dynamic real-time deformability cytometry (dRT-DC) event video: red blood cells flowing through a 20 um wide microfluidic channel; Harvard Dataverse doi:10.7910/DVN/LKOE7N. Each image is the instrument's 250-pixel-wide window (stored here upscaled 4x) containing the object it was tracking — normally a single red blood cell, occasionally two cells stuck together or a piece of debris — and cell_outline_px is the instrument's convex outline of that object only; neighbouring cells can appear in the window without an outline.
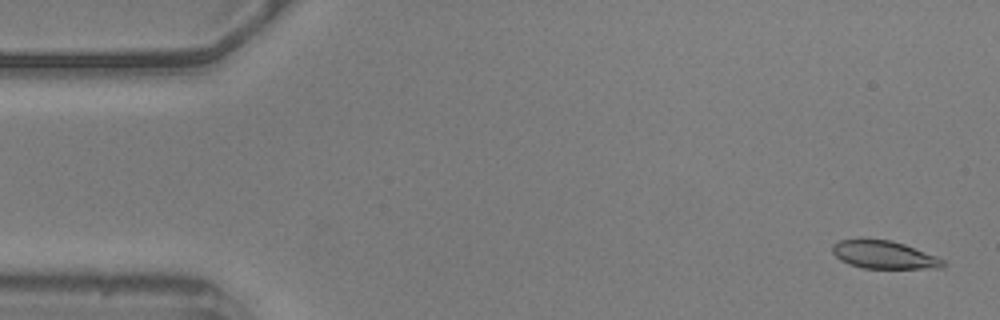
{"species": "common noctule bat (a hibernating species)", "species_latin": "Nyctalus noctula", "temperature_condition": "warm", "stored_images_in_passage": 55, "camera_frame_rate_fps": 3000, "um_per_image_px": 0.085, "animal": {"sex": "male", "body_mass_g": 20.5, "forearm_length_mm": 52.5}, "frame": {"image": 1, "passage_image": 1, "time_ms": 0.0, "image_size_px": [1000, 320], "cell_outline_px": [[948, 264], [944, 268], [864, 268], [848, 264], [840, 260], [832, 252], [832, 244], [840, 240], [860, 236], [892, 240], [904, 244], [936, 256], [944, 260]], "centroid_in_image_um": [75.1, 21.62], "position_along_channel_um": 9.9, "area_um2": 18.61}}
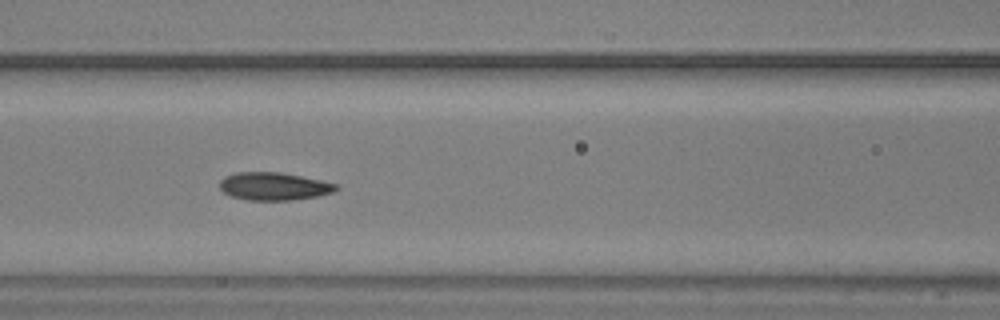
{"frame": {"image": 2, "passage_image": 22, "time_ms": 7.0, "image_size_px": [1000, 320], "cell_outline_px": [[340, 188], [332, 192], [316, 196], [292, 200], [248, 200], [232, 196], [224, 192], [220, 188], [220, 180], [224, 176], [236, 172], [280, 172], [340, 184]], "centroid_in_image_um": [23.29, 15.83], "position_along_channel_um": 143.3, "area_um2": 18.84}}
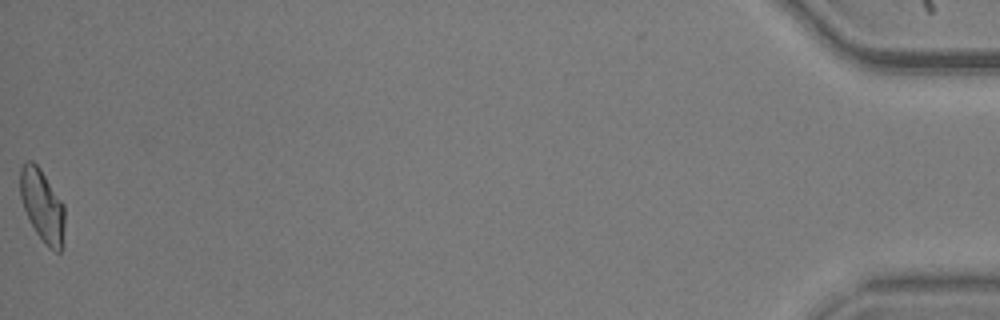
{"frame": {"image": 3, "passage_image": 55, "time_ms": 18.0, "image_size_px": [1000, 320], "cell_outline_px": [[64, 244], [60, 252], [56, 252], [48, 248], [44, 244], [36, 232], [24, 208], [20, 196], [20, 168], [24, 160], [32, 160], [40, 168], [64, 204]], "centroid_in_image_um": [3.61, 17.48], "position_along_channel_um": 431.6, "area_um2": 18.96}, "authors_computed_cell_mechanics": {"area_um2": 18.785, "velocity_mm_per_s": 3.5874, "shape_relaxation_time_tau1_ms": 7.9466, "shape_relaxation_time_tau2_ms": 1.9007, "deformation_change_tau1": 0.1792, "deformation_change_tau2": 0.0853}}